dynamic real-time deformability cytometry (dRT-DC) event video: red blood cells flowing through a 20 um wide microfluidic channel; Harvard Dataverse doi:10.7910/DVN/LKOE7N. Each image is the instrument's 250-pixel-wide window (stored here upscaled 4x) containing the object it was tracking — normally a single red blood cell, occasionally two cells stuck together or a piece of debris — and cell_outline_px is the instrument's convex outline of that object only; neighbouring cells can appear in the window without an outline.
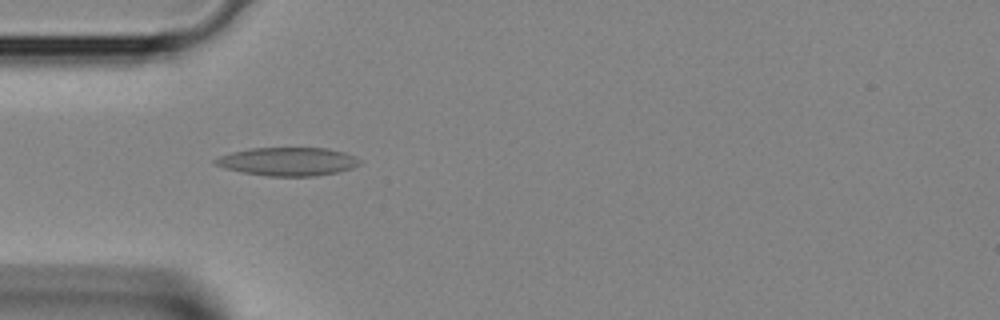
{"species": "Egyptian fruit bat (a non-hibernating species)", "species_latin": "Rousettus aegyptiacus", "temperature_condition": "room temperature", "stored_images_in_passage": 33, "camera_frame_rate_fps": 3000, "um_per_image_px": 0.085, "animal": {"sex": "female"}, "frame": {"image": 1, "passage_image": 5, "time_ms": 1.333, "image_size_px": [1000, 320], "cell_outline_px": [[360, 164], [352, 168], [336, 172], [316, 176], [268, 176], [244, 172], [224, 168], [212, 164], [212, 160], [220, 156], [232, 152], [248, 148], [324, 148], [344, 152], [360, 160]], "centroid_in_image_um": [24.42, 13.73], "position_along_channel_um": 60.6, "area_um2": 23.76}}
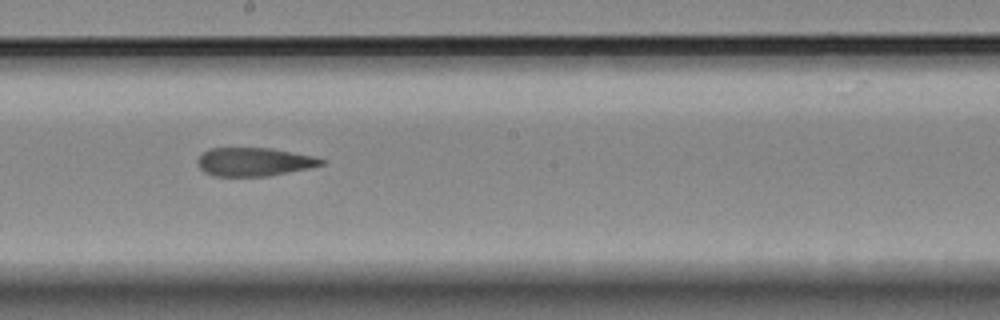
{"frame": {"image": 2, "passage_image": 15, "time_ms": 4.667, "image_size_px": [1000, 320], "cell_outline_px": [[324, 164], [308, 168], [268, 176], [212, 176], [204, 172], [200, 168], [196, 160], [208, 148], [272, 148], [316, 156], [324, 160]], "centroid_in_image_um": [21.59, 13.75], "position_along_channel_um": 226.6, "area_um2": 20.58}}
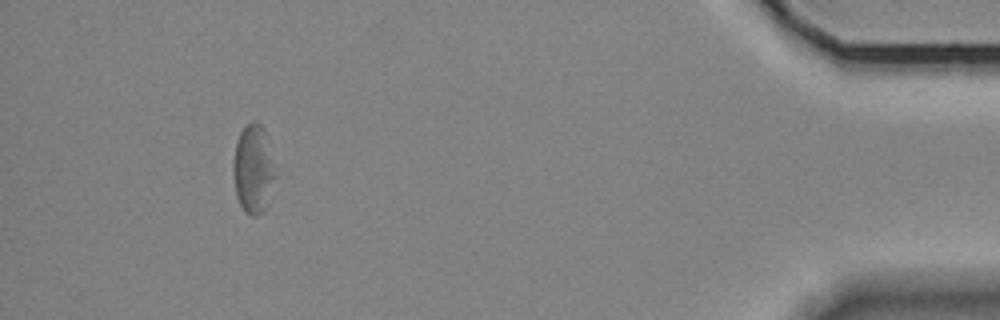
{"frame": {"image": 3, "passage_image": 30, "time_ms": 9.667, "image_size_px": [1000, 320], "cell_outline_px": [[276, 176], [268, 204], [256, 216], [252, 216], [244, 212], [236, 196], [232, 176], [232, 160], [236, 140], [240, 132], [252, 120], [256, 120], [264, 128]], "centroid_in_image_um": [21.49, 14.38], "position_along_channel_um": 413.7, "area_um2": 21.96}}